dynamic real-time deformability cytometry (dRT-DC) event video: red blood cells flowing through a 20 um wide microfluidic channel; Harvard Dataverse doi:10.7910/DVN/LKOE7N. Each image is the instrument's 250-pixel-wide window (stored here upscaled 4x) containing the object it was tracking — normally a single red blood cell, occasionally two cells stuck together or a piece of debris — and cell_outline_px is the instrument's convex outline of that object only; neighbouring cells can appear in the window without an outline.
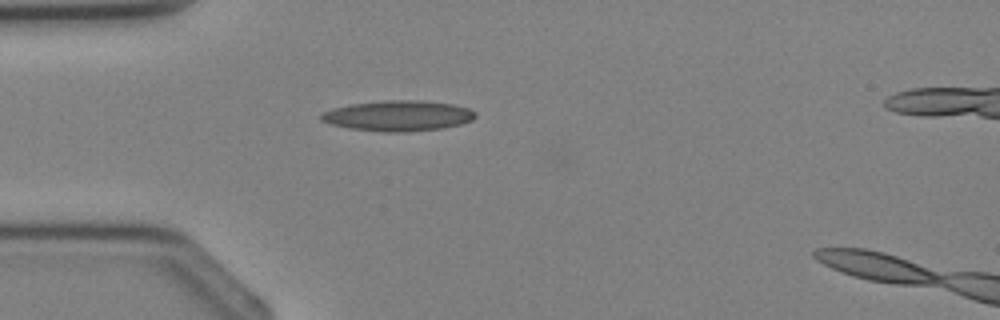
{"species": "Egyptian fruit bat (a non-hibernating species)", "species_latin": "Rousettus aegyptiacus", "temperature_condition": "cold", "stored_images_in_passage": 4, "camera_frame_rate_fps": 3000, "um_per_image_px": 0.085, "animal": {"sex": "female"}, "frame": {"image": 1, "passage_image": 4, "time_ms": 3.667, "image_size_px": [1000, 320], "cell_outline_px": [[476, 116], [472, 120], [460, 124], [440, 128], [408, 132], [384, 132], [348, 128], [332, 124], [320, 120], [320, 116], [324, 112], [332, 108], [352, 104], [384, 100], [420, 100], [452, 104], [468, 108], [476, 112]], "centroid_in_image_um": [33.84, 9.84], "position_along_channel_um": 51.2, "area_um2": 27.34}}